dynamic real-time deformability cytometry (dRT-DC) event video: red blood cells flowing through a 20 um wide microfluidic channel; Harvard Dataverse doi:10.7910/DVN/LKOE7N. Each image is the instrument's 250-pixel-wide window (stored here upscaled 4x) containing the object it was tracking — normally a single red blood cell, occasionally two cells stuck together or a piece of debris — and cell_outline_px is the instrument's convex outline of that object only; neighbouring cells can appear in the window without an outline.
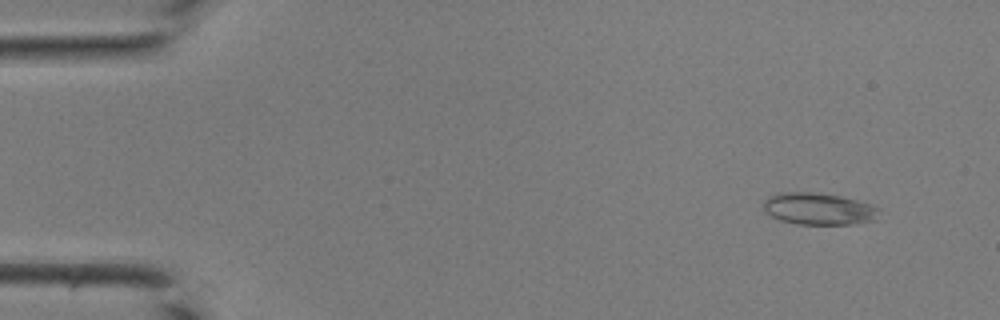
{"species": "common noctule bat (a hibernating species)", "species_latin": "Nyctalus noctula", "temperature_condition": "room temperature", "stored_images_in_passage": 42, "camera_frame_rate_fps": 3000, "um_per_image_px": 0.085, "animal": {"sex": "male", "body_mass_g": 19.0, "forearm_length_mm": 50.8}, "frame": {"image": 1, "passage_image": 4, "time_ms": 1.0, "image_size_px": [1000, 320], "cell_outline_px": [[880, 208], [876, 220], [852, 224], [796, 224], [780, 220], [764, 212], [764, 200], [768, 196], [780, 192], [812, 192], [840, 196], [856, 200]], "centroid_in_image_um": [69.56, 17.75], "position_along_channel_um": 15.4, "area_um2": 21.5}}
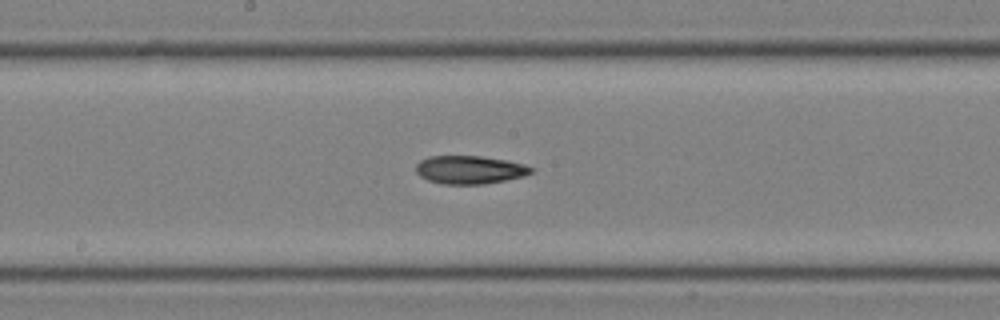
{"frame": {"image": 2, "passage_image": 23, "time_ms": 7.333, "image_size_px": [1000, 320], "cell_outline_px": [[532, 172], [524, 176], [484, 184], [444, 184], [428, 180], [420, 176], [416, 172], [416, 164], [420, 160], [428, 156], [480, 156], [504, 160], [524, 164], [532, 168]], "centroid_in_image_um": [39.88, 14.43], "position_along_channel_um": 208.3, "area_um2": 18.79}}
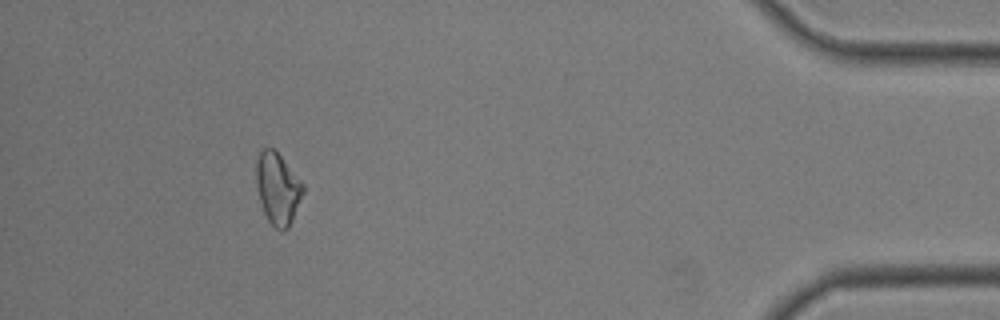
{"frame": {"image": 3, "passage_image": 39, "time_ms": 12.667, "image_size_px": [1000, 320], "cell_outline_px": [[304, 192], [292, 220], [288, 228], [276, 228], [268, 220], [264, 212], [260, 200], [256, 184], [256, 160], [260, 152], [264, 148], [272, 148], [280, 156], [304, 184]], "centroid_in_image_um": [23.6, 16.01], "position_along_channel_um": 411.6, "area_um2": 19.13}}